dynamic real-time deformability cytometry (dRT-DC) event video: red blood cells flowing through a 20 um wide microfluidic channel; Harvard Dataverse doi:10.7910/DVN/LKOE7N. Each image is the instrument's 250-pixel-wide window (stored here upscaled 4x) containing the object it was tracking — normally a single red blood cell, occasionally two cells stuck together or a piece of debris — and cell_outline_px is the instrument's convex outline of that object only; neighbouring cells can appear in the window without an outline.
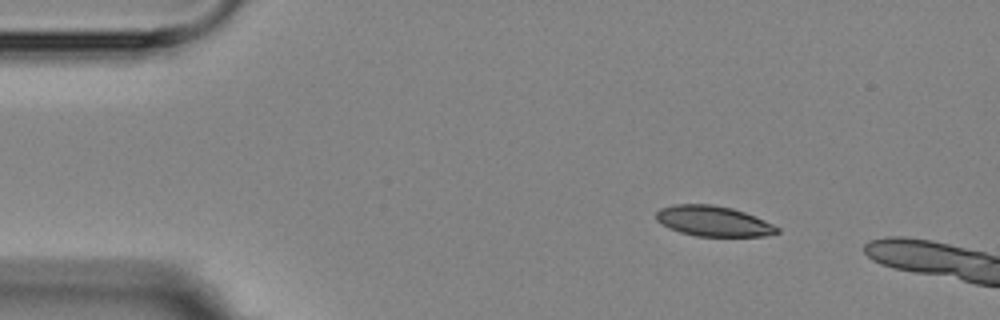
{"species": "Egyptian fruit bat (a non-hibernating species)", "species_latin": "Rousettus aegyptiacus", "temperature_condition": "room temperature", "stored_images_in_passage": 4, "camera_frame_rate_fps": 3000, "um_per_image_px": 0.085, "animal": {"sex": "female"}, "frame": {"image": 1, "passage_image": 2, "time_ms": 1.0, "image_size_px": [1000, 320], "cell_outline_px": [[780, 232], [764, 236], [696, 236], [680, 232], [668, 228], [656, 220], [656, 212], [660, 208], [676, 204], [712, 204], [732, 208], [756, 216], [780, 228]], "centroid_in_image_um": [60.63, 18.79], "position_along_channel_um": 24.4, "area_um2": 21.44}}